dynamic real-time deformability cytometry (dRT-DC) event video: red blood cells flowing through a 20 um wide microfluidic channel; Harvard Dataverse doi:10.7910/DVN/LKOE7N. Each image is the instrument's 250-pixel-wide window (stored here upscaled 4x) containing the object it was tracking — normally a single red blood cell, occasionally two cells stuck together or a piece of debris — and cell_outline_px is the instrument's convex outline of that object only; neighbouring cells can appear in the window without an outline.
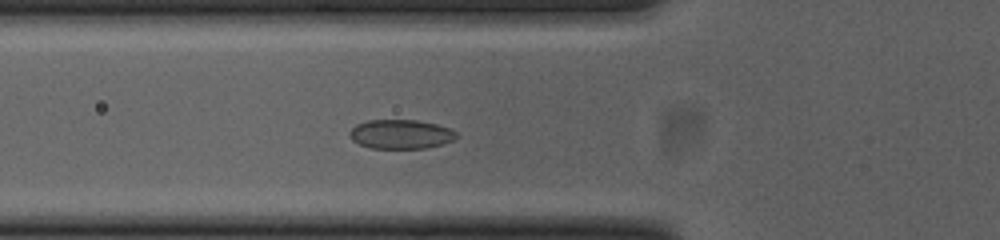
{"species": "common noctule bat (a hibernating species)", "species_latin": "Nyctalus noctula", "temperature_condition": "cold", "stored_images_in_passage": 36, "camera_frame_rate_fps": 3000, "um_per_image_px": 0.085, "animal": {"sex": "female", "body_mass_g": 23.0, "forearm_length_mm": 53.4}, "frame": {"image": 1, "passage_image": 2, "time_ms": 0.333, "image_size_px": [1000, 240], "cell_outline_px": [[460, 136], [456, 140], [444, 144], [424, 148], [372, 148], [360, 144], [352, 140], [348, 136], [348, 132], [356, 124], [368, 120], [416, 120], [436, 124], [452, 128]], "centroid_in_image_um": [34.11, 11.4], "position_along_channel_um": 91.7, "area_um2": 18.44}}
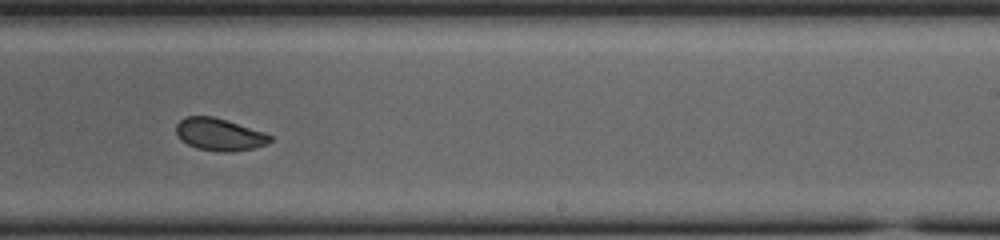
{"frame": {"image": 2, "passage_image": 16, "time_ms": 5.0, "image_size_px": [1000, 240], "cell_outline_px": [[272, 140], [268, 144], [256, 148], [232, 152], [216, 152], [196, 148], [180, 140], [176, 132], [176, 124], [180, 120], [188, 116], [212, 116], [264, 132], [272, 136]], "centroid_in_image_um": [18.65, 11.45], "position_along_channel_um": 270.3, "area_um2": 17.8}}
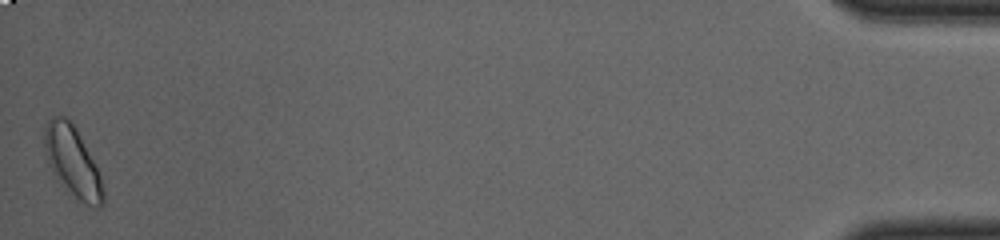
{"frame": {"image": 3, "passage_image": 36, "time_ms": 11.667, "image_size_px": [1000, 240], "cell_outline_px": [[104, 204], [100, 208], [96, 208], [64, 192], [52, 172], [48, 164], [44, 148], [44, 128], [48, 120], [52, 116], [64, 116], [76, 128], [100, 176], [104, 188]], "centroid_in_image_um": [6.14, 13.79], "position_along_channel_um": 429.1, "area_um2": 24.1}}